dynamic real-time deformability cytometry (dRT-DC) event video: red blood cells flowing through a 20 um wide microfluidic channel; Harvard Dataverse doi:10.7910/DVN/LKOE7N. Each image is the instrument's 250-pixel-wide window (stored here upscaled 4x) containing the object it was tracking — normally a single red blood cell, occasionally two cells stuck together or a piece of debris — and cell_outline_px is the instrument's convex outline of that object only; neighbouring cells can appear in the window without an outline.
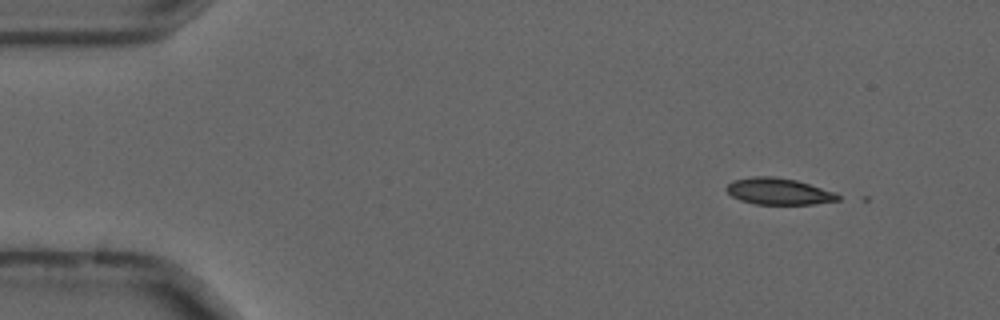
{"species": "common noctule bat (a hibernating species)", "species_latin": "Nyctalus noctula", "temperature_condition": "cold", "stored_images_in_passage": 6, "camera_frame_rate_fps": 3000, "um_per_image_px": 0.085, "animal": {"sex": "male", "forearm_length_mm": 52.5}, "frame": {"image": 1, "passage_image": 5, "time_ms": 1.333, "image_size_px": [1000, 320], "cell_outline_px": [[840, 200], [812, 204], [752, 204], [740, 200], [732, 196], [724, 188], [732, 180], [756, 176], [772, 176], [796, 180], [836, 192], [840, 196]], "centroid_in_image_um": [66.17, 16.27], "position_along_channel_um": 18.8, "area_um2": 17.28}}